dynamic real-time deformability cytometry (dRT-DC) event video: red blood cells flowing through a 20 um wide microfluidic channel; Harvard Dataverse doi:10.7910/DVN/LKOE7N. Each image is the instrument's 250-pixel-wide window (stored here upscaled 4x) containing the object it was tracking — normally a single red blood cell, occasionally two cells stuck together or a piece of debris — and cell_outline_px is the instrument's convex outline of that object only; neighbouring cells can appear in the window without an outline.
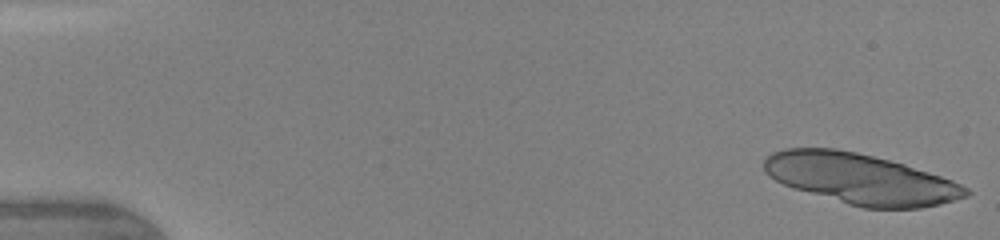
{"species": "human", "species_latin": "Homo sapiens", "temperature_condition": "warm", "stored_images_in_passage": 15, "camera_frame_rate_fps": 3000, "um_per_image_px": 0.085, "donor": {"sex": "female"}, "frame": {"image": 1, "passage_image": 1, "time_ms": 0.0, "image_size_px": [1000, 240], "cell_outline_px": [[972, 192], [968, 196], [940, 204], [920, 208], [864, 208], [848, 204], [796, 188], [784, 184], [768, 176], [764, 172], [764, 156], [772, 152], [784, 148], [836, 148], [856, 152], [904, 164], [952, 180], [968, 188]], "centroid_in_image_um": [73.13, 15.19], "position_along_channel_um": 11.9, "area_um2": 59.01}}